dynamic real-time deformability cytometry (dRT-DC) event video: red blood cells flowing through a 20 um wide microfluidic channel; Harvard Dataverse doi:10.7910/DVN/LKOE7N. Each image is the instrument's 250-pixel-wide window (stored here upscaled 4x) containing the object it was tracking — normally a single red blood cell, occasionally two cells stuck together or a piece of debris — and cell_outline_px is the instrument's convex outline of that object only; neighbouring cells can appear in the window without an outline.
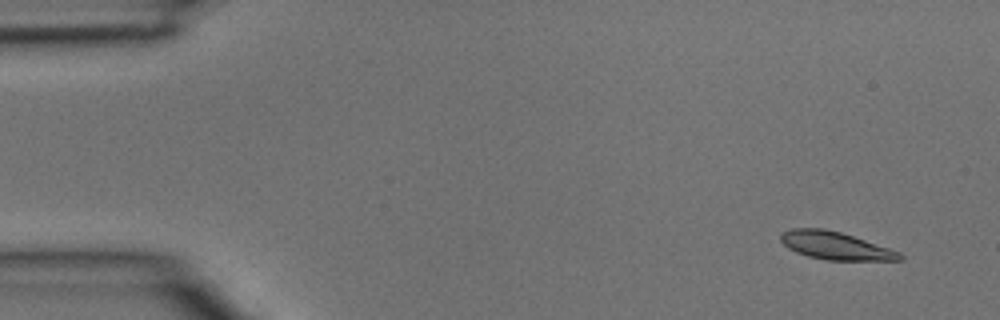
{"species": "common noctule bat (a hibernating species)", "species_latin": "Nyctalus noctula", "temperature_condition": "room temperature", "stored_images_in_passage": 4, "camera_frame_rate_fps": 3000, "um_per_image_px": 0.085, "animal": {"sex": "male", "body_mass_g": 15.6}, "frame": {"image": 1, "passage_image": 1, "time_ms": 0.0, "image_size_px": [1000, 320], "cell_outline_px": [[904, 260], [828, 260], [808, 256], [796, 252], [788, 248], [780, 240], [780, 232], [792, 228], [824, 228], [840, 232], [900, 252], [904, 256]], "centroid_in_image_um": [70.97, 20.88], "position_along_channel_um": 14.0, "area_um2": 19.13}}